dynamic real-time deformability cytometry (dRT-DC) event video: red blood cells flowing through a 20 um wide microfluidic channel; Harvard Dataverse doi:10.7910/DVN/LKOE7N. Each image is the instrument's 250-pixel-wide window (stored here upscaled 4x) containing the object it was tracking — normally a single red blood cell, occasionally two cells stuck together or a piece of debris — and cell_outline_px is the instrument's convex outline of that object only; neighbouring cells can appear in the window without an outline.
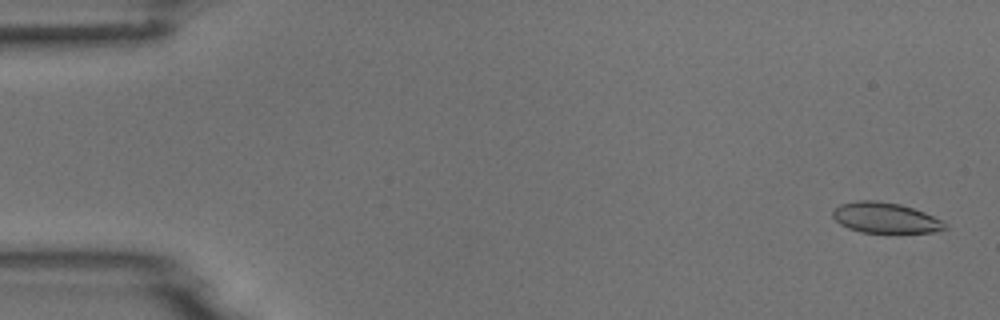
{"species": "common noctule bat (a hibernating species)", "species_latin": "Nyctalus noctula", "temperature_condition": "room temperature", "stored_images_in_passage": 4, "camera_frame_rate_fps": 3000, "um_per_image_px": 0.085, "animal": {"sex": "male", "body_mass_g": 18.8}, "frame": {"image": 1, "passage_image": 1, "time_ms": 0.0, "image_size_px": [1000, 320], "cell_outline_px": [[948, 228], [932, 232], [860, 232], [848, 228], [840, 224], [832, 216], [832, 212], [840, 204], [860, 200], [876, 200], [900, 204], [924, 212], [948, 224]], "centroid_in_image_um": [75.24, 18.51], "position_along_channel_um": 9.8, "area_um2": 19.77}}
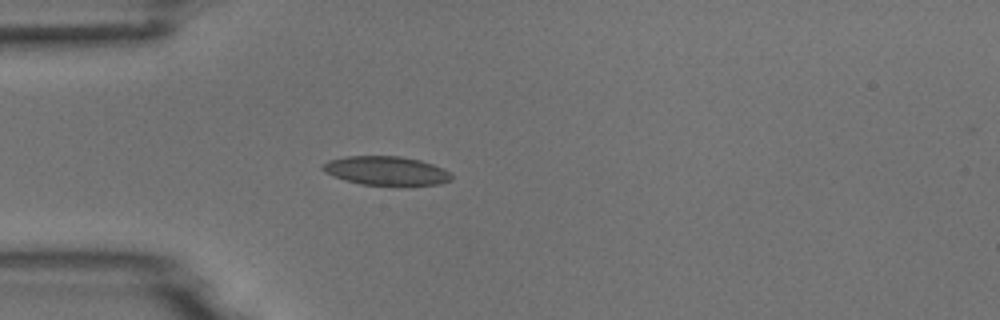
{"frame": {"image": 2, "passage_image": 4, "time_ms": 4.333, "image_size_px": [1000, 320], "cell_outline_px": [[452, 180], [440, 184], [360, 184], [344, 180], [324, 172], [320, 168], [320, 164], [328, 160], [344, 156], [400, 156], [420, 160], [444, 168], [452, 176]], "centroid_in_image_um": [32.76, 14.49], "position_along_channel_um": 52.2, "area_um2": 21.56}}